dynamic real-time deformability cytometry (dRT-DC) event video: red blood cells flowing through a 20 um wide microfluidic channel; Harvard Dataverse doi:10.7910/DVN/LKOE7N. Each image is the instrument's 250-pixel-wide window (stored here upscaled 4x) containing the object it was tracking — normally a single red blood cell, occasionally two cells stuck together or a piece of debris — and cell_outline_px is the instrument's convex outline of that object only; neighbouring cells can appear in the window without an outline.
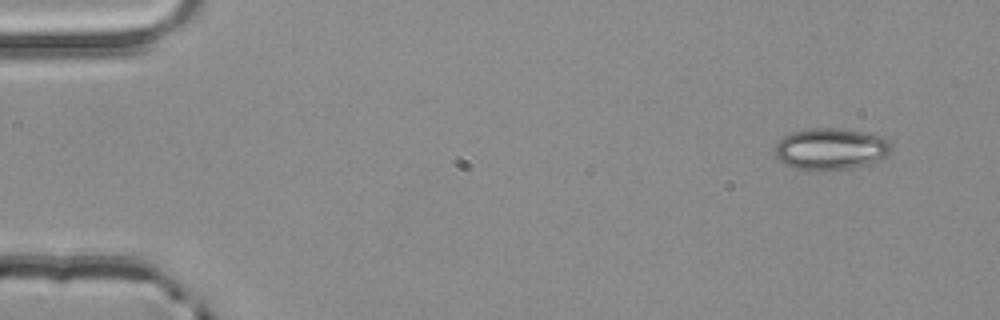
{"species": "common noctule bat (a hibernating species)", "species_latin": "Nyctalus noctula", "temperature_condition": "room temperature", "stored_images_in_passage": 3, "camera_frame_rate_fps": 3000, "um_per_image_px": 0.085, "animal": {"sex": "male", "body_mass_g": 20.4}, "frame": {"image": 1, "passage_image": 1, "time_ms": 0.0, "image_size_px": [1000, 320], "cell_outline_px": [[892, 152], [888, 156], [872, 164], [852, 168], [824, 172], [820, 172], [792, 168], [784, 164], [776, 156], [776, 144], [784, 136], [792, 132], [812, 128], [836, 128], [884, 136], [892, 144]], "centroid_in_image_um": [70.66, 12.7], "position_along_channel_um": 14.3, "area_um2": 28.84}}